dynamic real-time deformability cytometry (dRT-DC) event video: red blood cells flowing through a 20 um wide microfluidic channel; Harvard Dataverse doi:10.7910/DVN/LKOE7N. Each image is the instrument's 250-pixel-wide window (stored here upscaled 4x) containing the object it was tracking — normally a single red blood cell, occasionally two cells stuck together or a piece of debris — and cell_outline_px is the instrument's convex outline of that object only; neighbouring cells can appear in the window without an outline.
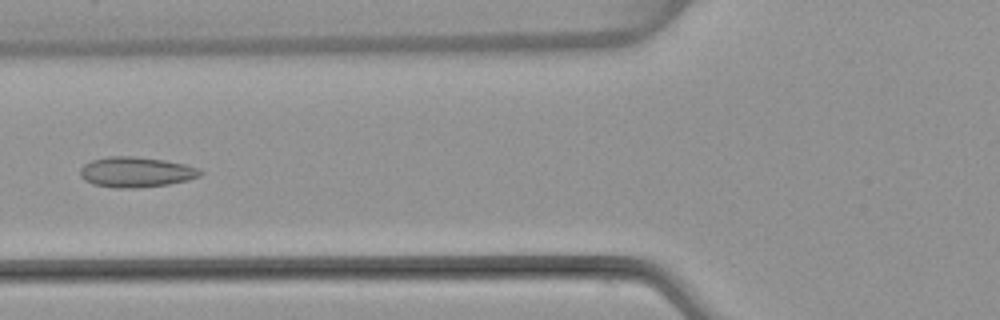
{"species": "common noctule bat (a hibernating species)", "species_latin": "Nyctalus noctula", "temperature_condition": "warm", "stored_images_in_passage": 4, "camera_frame_rate_fps": 3000, "um_per_image_px": 0.085, "animal": {"sex": "female", "body_mass_g": 22.7, "forearm_length_mm": 54.2}, "frame": {"image": 1, "passage_image": 4, "time_ms": 3.667, "image_size_px": [1000, 320], "cell_outline_px": [[204, 172], [200, 176], [188, 180], [168, 184], [136, 188], [116, 188], [92, 184], [84, 180], [80, 176], [80, 168], [84, 164], [92, 160], [108, 156], [132, 156], [164, 160], [184, 164], [200, 168]], "centroid_in_image_um": [11.56, 14.63], "position_along_channel_um": 114.2, "area_um2": 21.33}}